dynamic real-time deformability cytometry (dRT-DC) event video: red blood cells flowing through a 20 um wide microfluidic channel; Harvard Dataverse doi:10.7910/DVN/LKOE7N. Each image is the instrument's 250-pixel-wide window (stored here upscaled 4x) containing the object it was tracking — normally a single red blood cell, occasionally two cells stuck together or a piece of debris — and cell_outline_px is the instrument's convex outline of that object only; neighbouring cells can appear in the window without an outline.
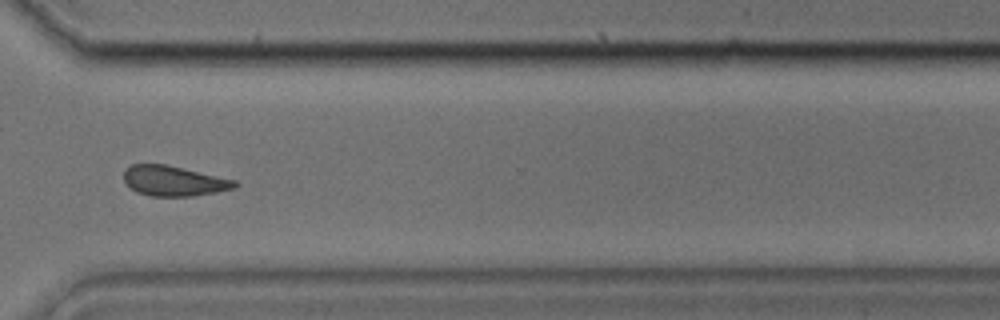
{"species": "common noctule bat (a hibernating species)", "species_latin": "Nyctalus noctula", "temperature_condition": "cold", "stored_images_in_passage": 38, "camera_frame_rate_fps": 3000, "um_per_image_px": 0.085, "animal": {"sex": "male", "body_mass_g": 17.9, "forearm_length_mm": 54.2}, "frame": {"image": 1, "passage_image": 27, "time_ms": 8.667, "image_size_px": [1000, 320], "cell_outline_px": [[240, 184], [232, 188], [216, 192], [192, 196], [152, 196], [136, 192], [124, 184], [124, 172], [132, 164], [164, 164], [236, 180]], "centroid_in_image_um": [14.74, 15.38], "position_along_channel_um": 355.9, "area_um2": 19.36}}
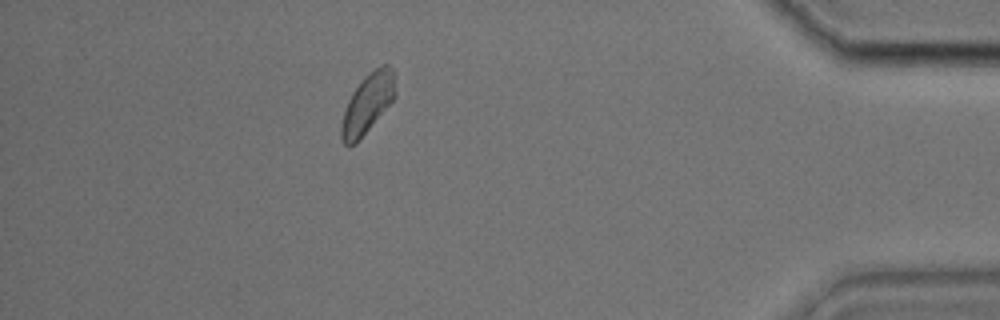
{"frame": {"image": 2, "passage_image": 38, "time_ms": 12.333, "image_size_px": [1000, 320], "cell_outline_px": [[396, 96], [356, 144], [348, 148], [344, 144], [340, 136], [340, 128], [344, 112], [348, 100], [352, 92], [364, 76], [368, 72], [380, 64], [388, 64], [392, 68], [396, 92]], "centroid_in_image_um": [31.23, 8.8], "position_along_channel_um": 404.0, "area_um2": 18.84}}